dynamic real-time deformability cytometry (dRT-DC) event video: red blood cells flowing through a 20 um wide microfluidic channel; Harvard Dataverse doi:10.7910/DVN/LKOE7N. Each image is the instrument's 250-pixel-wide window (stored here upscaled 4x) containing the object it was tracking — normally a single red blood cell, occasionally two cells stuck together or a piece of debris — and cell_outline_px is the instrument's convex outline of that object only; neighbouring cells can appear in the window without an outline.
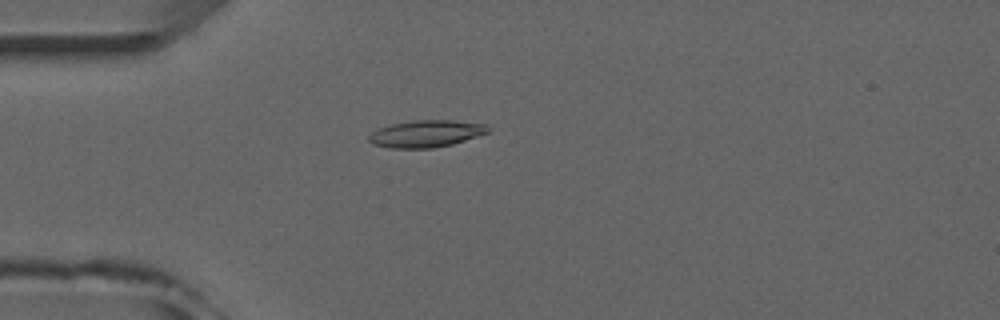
{"species": "common noctule bat (a hibernating species)", "species_latin": "Nyctalus noctula", "temperature_condition": "room temperature", "stored_images_in_passage": 51, "camera_frame_rate_fps": 3000, "um_per_image_px": 0.085, "animal": {"sex": "male", "forearm_length_mm": 52.5}, "frame": {"image": 1, "passage_image": 14, "time_ms": 4.333, "image_size_px": [1000, 320], "cell_outline_px": [[488, 132], [452, 144], [432, 148], [392, 148], [372, 144], [368, 140], [368, 136], [372, 132], [380, 128], [392, 124], [416, 120], [452, 120], [488, 124]], "centroid_in_image_um": [36.2, 11.36], "position_along_channel_um": 48.8, "area_um2": 18.55}}
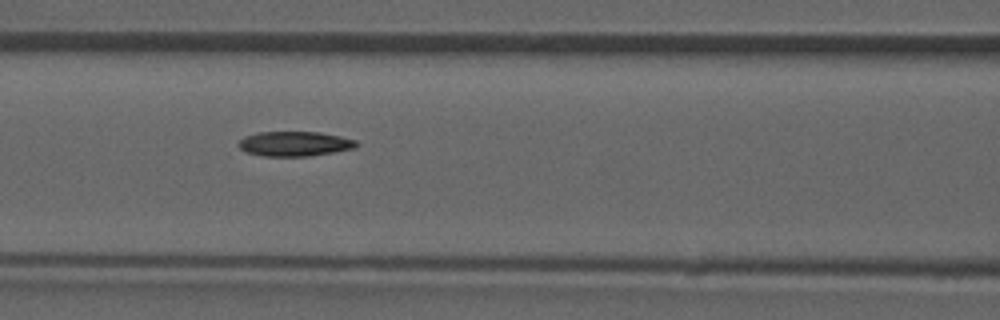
{"frame": {"image": 2, "passage_image": 22, "time_ms": 7.0, "image_size_px": [1000, 320], "cell_outline_px": [[360, 144], [356, 148], [308, 156], [264, 156], [248, 152], [240, 148], [240, 140], [244, 136], [260, 132], [320, 132], [340, 136], [356, 140]], "centroid_in_image_um": [25.09, 12.21], "position_along_channel_um": 141.5, "area_um2": 16.88}}
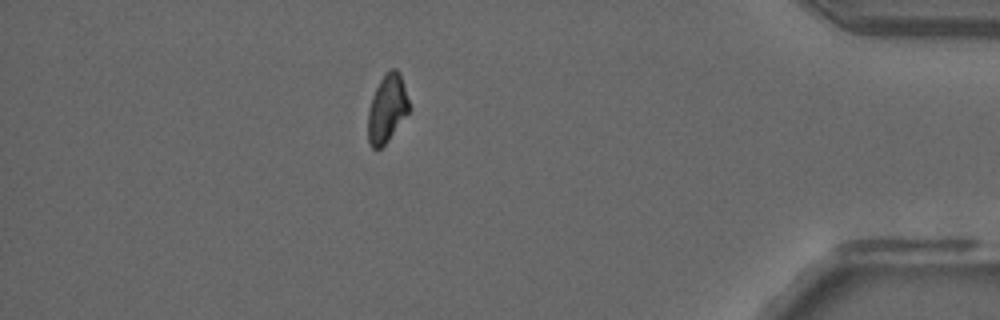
{"frame": {"image": 3, "passage_image": 45, "time_ms": 14.667, "image_size_px": [1000, 320], "cell_outline_px": [[412, 108], [388, 140], [380, 148], [372, 148], [368, 140], [368, 112], [372, 96], [380, 80], [388, 68], [396, 68], [400, 72]], "centroid_in_image_um": [32.93, 9.18], "position_along_channel_um": 402.3, "area_um2": 16.42}, "authors_computed_cell_mechanics": {"area_um2": 17.3978, "velocity_mm_per_s": 3.98, "shape_relaxation_time_tau1_ms": null, "shape_relaxation_time_tau2_ms": 10.3204, "deformation_change_tau1": null, "deformation_change_tau2": 0.1698}}